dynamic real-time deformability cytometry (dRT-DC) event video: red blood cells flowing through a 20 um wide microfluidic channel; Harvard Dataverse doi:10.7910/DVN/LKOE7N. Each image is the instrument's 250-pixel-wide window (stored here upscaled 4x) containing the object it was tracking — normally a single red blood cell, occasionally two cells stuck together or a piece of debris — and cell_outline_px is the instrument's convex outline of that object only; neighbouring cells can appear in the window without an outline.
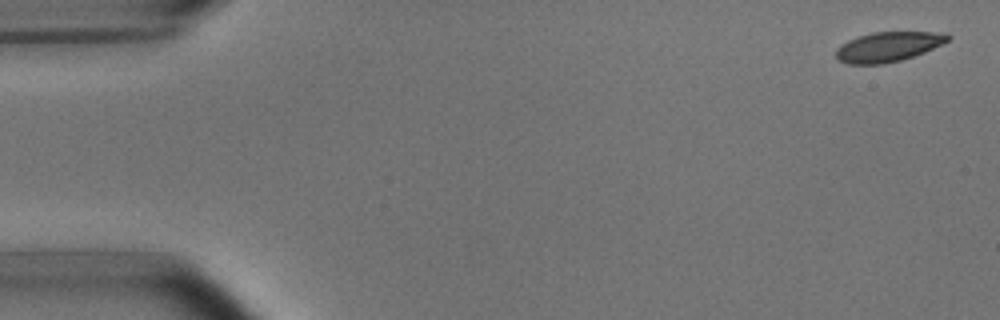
{"species": "common noctule bat (a hibernating species)", "species_latin": "Nyctalus noctula", "temperature_condition": "room temperature", "stored_images_in_passage": 5, "camera_frame_rate_fps": 3000, "um_per_image_px": 0.085, "animal": {"sex": "male", "body_mass_g": 15.6}, "frame": {"image": 1, "passage_image": 1, "time_ms": 0.0, "image_size_px": [1000, 320], "cell_outline_px": [[952, 36], [948, 40], [924, 52], [900, 60], [884, 64], [848, 64], [836, 60], [836, 48], [840, 44], [848, 40], [872, 32], [948, 32]], "centroid_in_image_um": [75.46, 3.97], "position_along_channel_um": 9.5, "area_um2": 19.42}}
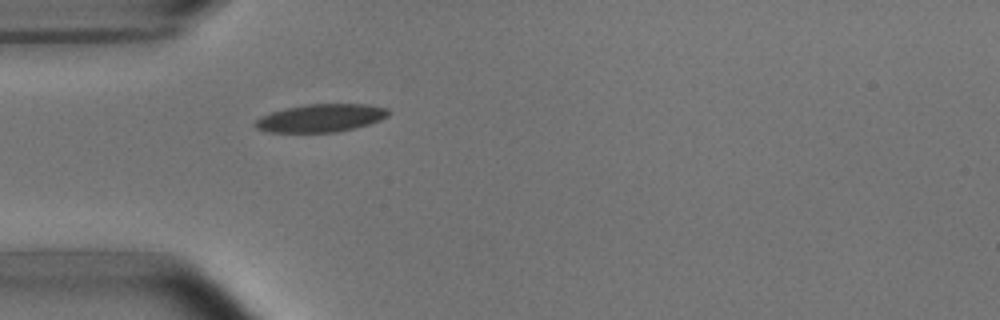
{"frame": {"image": 2, "passage_image": 5, "time_ms": 4.667, "image_size_px": [1000, 320], "cell_outline_px": [[392, 112], [388, 116], [380, 120], [356, 128], [336, 132], [268, 132], [256, 128], [252, 124], [260, 116], [272, 112], [304, 104], [368, 104], [388, 108]], "centroid_in_image_um": [27.29, 10.03], "position_along_channel_um": 57.7, "area_um2": 21.79}}